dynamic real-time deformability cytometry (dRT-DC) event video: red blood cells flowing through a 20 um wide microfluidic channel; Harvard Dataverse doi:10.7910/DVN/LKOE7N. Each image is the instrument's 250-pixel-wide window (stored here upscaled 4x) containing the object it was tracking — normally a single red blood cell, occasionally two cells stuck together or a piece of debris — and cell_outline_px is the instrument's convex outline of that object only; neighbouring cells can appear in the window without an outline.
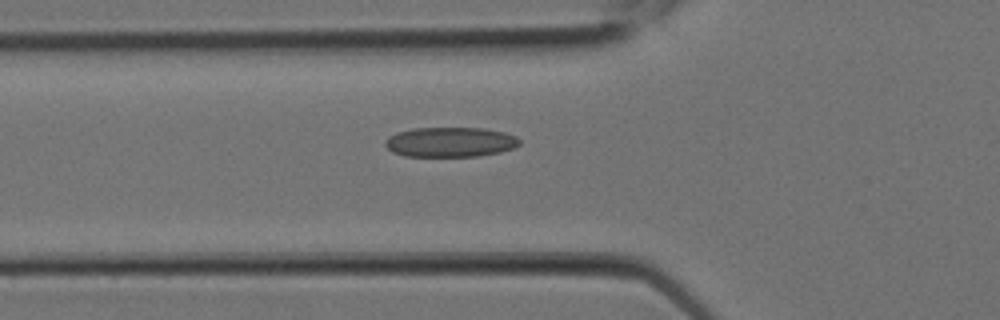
{"species": "Egyptian fruit bat (a non-hibernating species)", "species_latin": "Rousettus aegyptiacus", "temperature_condition": "room temperature", "stored_images_in_passage": 9, "camera_frame_rate_fps": 3000, "um_per_image_px": 0.085, "animal": {"sex": "female"}, "frame": {"image": 1, "passage_image": 6, "time_ms": 1.667, "image_size_px": [1000, 320], "cell_outline_px": [[520, 144], [516, 148], [500, 152], [480, 156], [404, 156], [392, 152], [384, 144], [384, 140], [388, 136], [396, 132], [412, 128], [484, 128], [504, 132], [516, 136], [520, 140]], "centroid_in_image_um": [38.27, 12.07], "position_along_channel_um": 87.5, "area_um2": 23.64}}
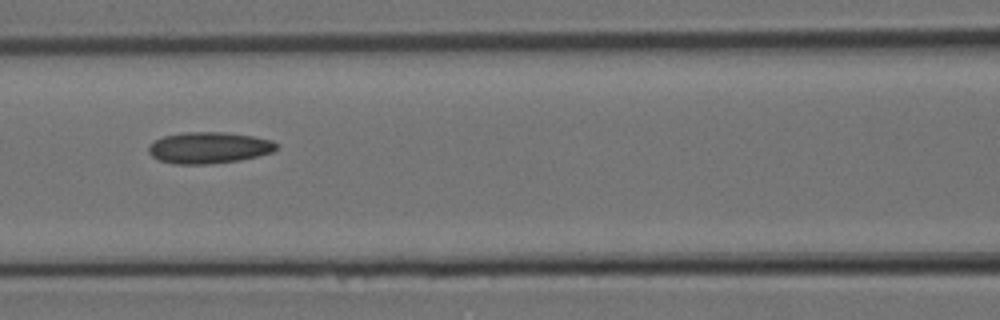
{"frame": {"image": 2, "passage_image": 8, "time_ms": 2.333, "image_size_px": [1000, 320], "cell_outline_px": [[276, 148], [272, 152], [240, 160], [208, 164], [176, 164], [160, 160], [152, 156], [148, 152], [148, 144], [164, 136], [184, 132], [224, 132], [252, 136], [272, 140], [276, 144]], "centroid_in_image_um": [17.72, 12.55], "position_along_channel_um": 148.9, "area_um2": 23.24}}
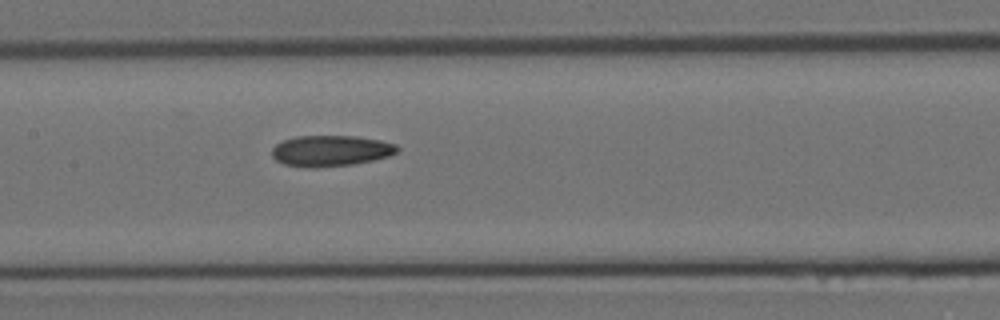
{"frame": {"image": 3, "passage_image": 9, "time_ms": 2.667, "image_size_px": [1000, 320], "cell_outline_px": [[400, 148], [396, 152], [388, 156], [372, 160], [352, 164], [316, 168], [308, 168], [284, 164], [276, 160], [272, 156], [272, 148], [276, 144], [284, 140], [296, 136], [356, 136], [380, 140], [396, 144]], "centroid_in_image_um": [28.1, 12.82], "position_along_channel_um": 179.3, "area_um2": 22.6}}